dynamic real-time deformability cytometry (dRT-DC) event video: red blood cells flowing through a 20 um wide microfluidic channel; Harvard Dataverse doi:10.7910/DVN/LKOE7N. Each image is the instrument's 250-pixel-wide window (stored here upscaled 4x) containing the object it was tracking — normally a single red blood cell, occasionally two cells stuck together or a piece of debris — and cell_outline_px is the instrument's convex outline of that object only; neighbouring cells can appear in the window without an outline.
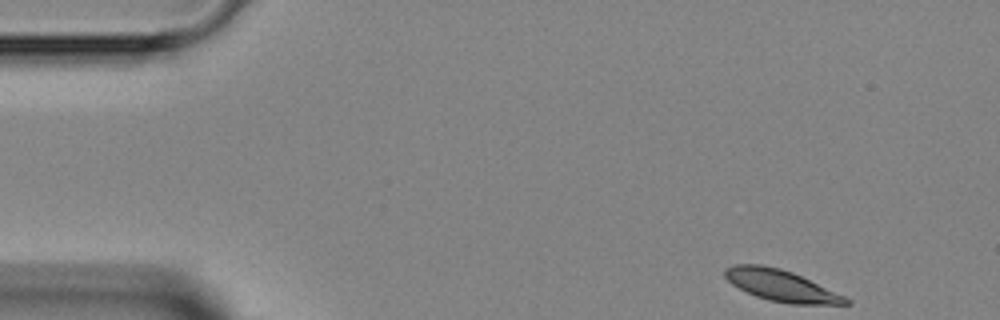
{"species": "Egyptian fruit bat (a non-hibernating species)", "species_latin": "Rousettus aegyptiacus", "temperature_condition": "room temperature", "stored_images_in_passage": 3, "segment_of_instrument_passage": [2, 2], "camera_frame_rate_fps": 3000, "um_per_image_px": 0.085, "animal": {"sex": "female"}, "frame": {"image": 1, "passage_image": 3, "time_ms": 4.333, "image_size_px": [1000, 320], "cell_outline_px": [[852, 304], [792, 304], [768, 300], [756, 296], [732, 284], [724, 276], [724, 268], [736, 264], [764, 264], [780, 268], [792, 272], [844, 296], [852, 300]], "centroid_in_image_um": [66.38, 24.26], "position_along_channel_um": 18.6, "area_um2": 21.91}}